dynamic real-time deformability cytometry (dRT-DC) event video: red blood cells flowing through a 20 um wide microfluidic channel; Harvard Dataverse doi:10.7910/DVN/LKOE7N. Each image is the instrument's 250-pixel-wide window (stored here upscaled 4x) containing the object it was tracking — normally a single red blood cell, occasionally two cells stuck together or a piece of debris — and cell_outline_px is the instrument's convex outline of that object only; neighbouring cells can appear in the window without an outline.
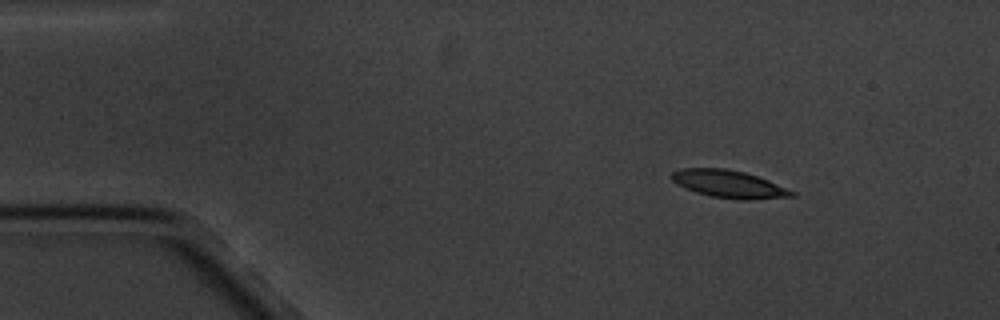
{"species": "common noctule bat (a hibernating species)", "species_latin": "Nyctalus noctula", "temperature_condition": "cold", "stored_images_in_passage": 3, "camera_frame_rate_fps": 3000, "um_per_image_px": 0.085, "animal": {"sex": "male", "body_mass_g": 20.1, "forearm_length_mm": 53.5}, "frame": {"image": 1, "passage_image": 1, "time_ms": 0.0, "image_size_px": [1000, 320], "cell_outline_px": [[796, 196], [748, 200], [736, 200], [712, 196], [696, 192], [684, 188], [676, 184], [672, 180], [672, 172], [680, 168], [724, 168], [744, 172], [768, 180], [796, 192]], "centroid_in_image_um": [61.95, 15.65], "position_along_channel_um": 23.0, "area_um2": 19.31}}
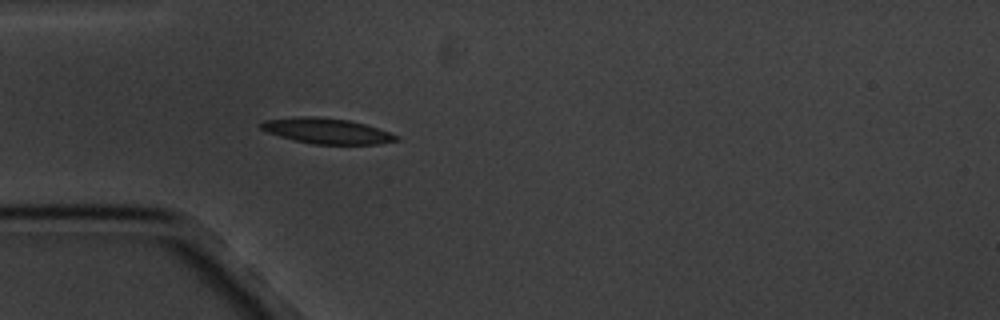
{"frame": {"image": 2, "passage_image": 3, "time_ms": 3.0, "image_size_px": [1000, 320], "cell_outline_px": [[400, 140], [380, 144], [312, 144], [280, 136], [268, 132], [260, 128], [260, 124], [264, 120], [300, 116], [316, 116], [348, 120], [364, 124], [388, 132], [396, 136]], "centroid_in_image_um": [27.76, 11.13], "position_along_channel_um": 57.2, "area_um2": 19.83}}